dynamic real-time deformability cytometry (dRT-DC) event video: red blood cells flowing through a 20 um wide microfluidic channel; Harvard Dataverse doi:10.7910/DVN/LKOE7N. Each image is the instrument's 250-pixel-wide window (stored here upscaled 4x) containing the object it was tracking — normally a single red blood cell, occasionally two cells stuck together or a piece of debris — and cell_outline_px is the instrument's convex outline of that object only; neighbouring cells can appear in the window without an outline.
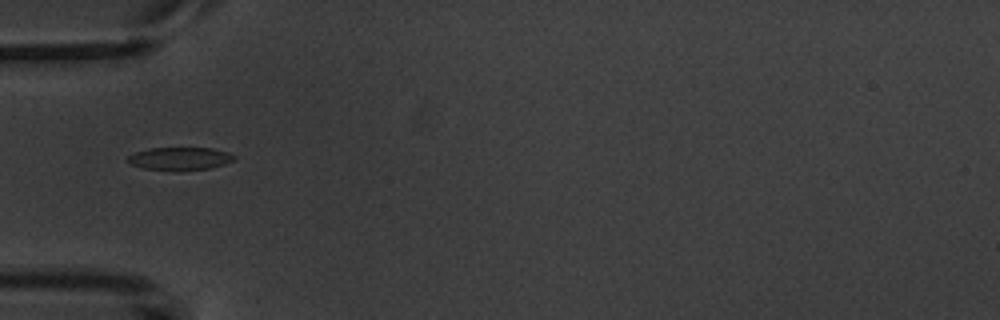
{"species": "common noctule bat (a hibernating species)", "species_latin": "Nyctalus noctula", "temperature_condition": "warm", "stored_images_in_passage": 3, "camera_frame_rate_fps": 3000, "um_per_image_px": 0.085, "animal": {"sex": "male", "body_mass_g": 20.1, "forearm_length_mm": 53.5}, "frame": {"image": 1, "passage_image": 2, "time_ms": 1.333, "image_size_px": [1000, 320], "cell_outline_px": [[236, 160], [212, 168], [180, 172], [176, 172], [144, 168], [128, 164], [128, 156], [136, 152], [148, 148], [212, 148], [228, 152], [236, 156]], "centroid_in_image_um": [15.31, 13.51], "position_along_channel_um": 69.7, "area_um2": 14.62}}